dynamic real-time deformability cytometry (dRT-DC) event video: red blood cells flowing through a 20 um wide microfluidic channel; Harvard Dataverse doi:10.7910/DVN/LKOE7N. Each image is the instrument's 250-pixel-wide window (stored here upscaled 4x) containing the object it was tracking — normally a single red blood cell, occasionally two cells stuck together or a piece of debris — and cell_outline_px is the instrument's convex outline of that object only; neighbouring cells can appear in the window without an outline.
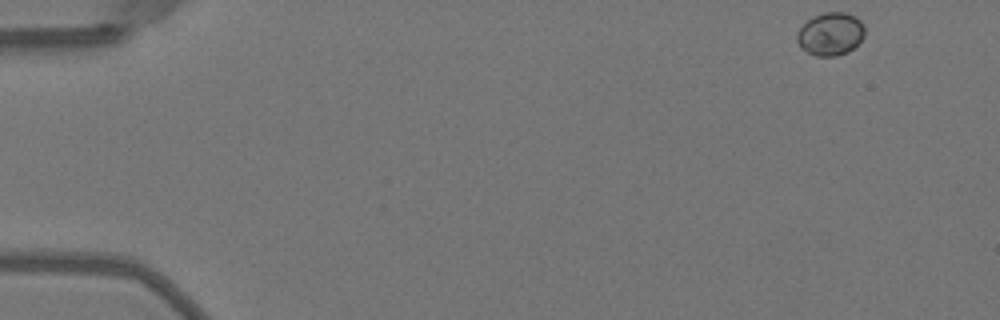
{"species": "Egyptian fruit bat (a non-hibernating species)", "species_latin": "Rousettus aegyptiacus", "temperature_condition": "warm", "stored_images_in_passage": 49, "camera_frame_rate_fps": 3000, "um_per_image_px": 0.085, "animal": {"sex": "female"}, "frame": {"image": 1, "passage_image": 1, "time_ms": 0.0, "image_size_px": [1000, 320], "cell_outline_px": [[864, 36], [848, 52], [836, 56], [816, 56], [800, 48], [796, 40], [796, 32], [812, 16], [824, 12], [844, 12], [856, 16], [864, 24]], "centroid_in_image_um": [70.57, 2.88], "position_along_channel_um": 14.4, "area_um2": 17.05}}
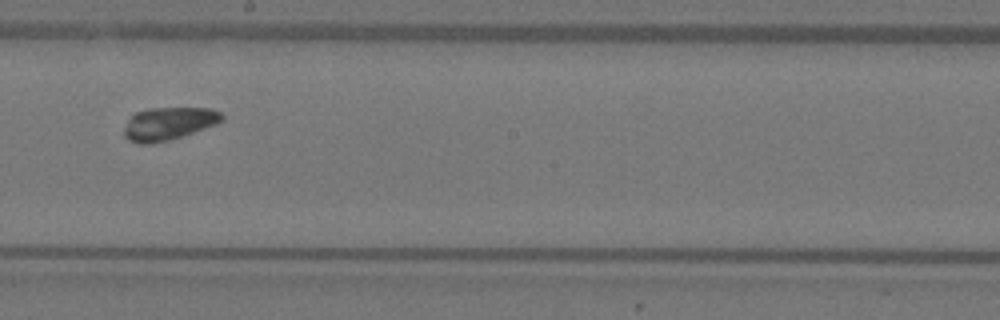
{"frame": {"image": 2, "passage_image": 27, "time_ms": 8.667, "image_size_px": [1000, 320], "cell_outline_px": [[224, 120], [216, 124], [168, 140], [148, 144], [140, 144], [128, 140], [124, 136], [124, 128], [128, 120], [136, 112], [152, 108], [212, 108], [220, 112], [224, 116]], "centroid_in_image_um": [14.33, 10.5], "position_along_channel_um": 233.9, "area_um2": 18.5}}
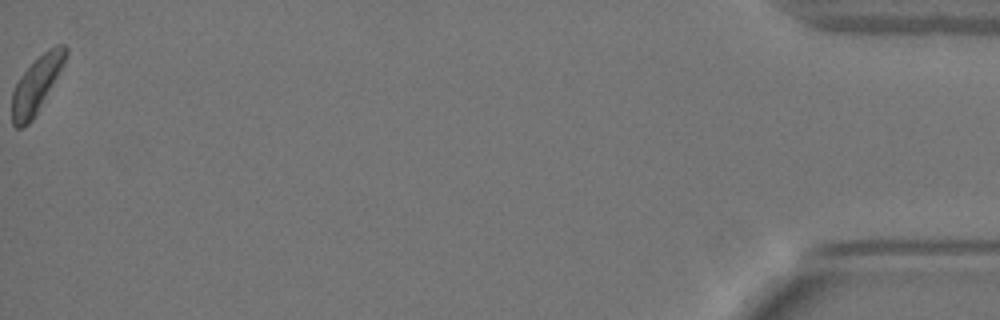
{"frame": {"image": 3, "passage_image": 49, "time_ms": 16.0, "image_size_px": [1000, 320], "cell_outline_px": [[68, 52], [64, 64], [36, 116], [24, 128], [16, 128], [12, 124], [12, 92], [20, 76], [48, 48], [56, 44], [64, 44], [68, 48]], "centroid_in_image_um": [3.11, 7.22], "position_along_channel_um": 432.1, "area_um2": 17.57}, "authors_computed_cell_mechanics": {"area_um2": 17.9758, "velocity_mm_per_s": 4.0, "shape_relaxation_time_tau1_ms": null, "shape_relaxation_time_tau2_ms": 2.0432, "deformation_change_tau1": null, "deformation_change_tau2": 0.0662}}